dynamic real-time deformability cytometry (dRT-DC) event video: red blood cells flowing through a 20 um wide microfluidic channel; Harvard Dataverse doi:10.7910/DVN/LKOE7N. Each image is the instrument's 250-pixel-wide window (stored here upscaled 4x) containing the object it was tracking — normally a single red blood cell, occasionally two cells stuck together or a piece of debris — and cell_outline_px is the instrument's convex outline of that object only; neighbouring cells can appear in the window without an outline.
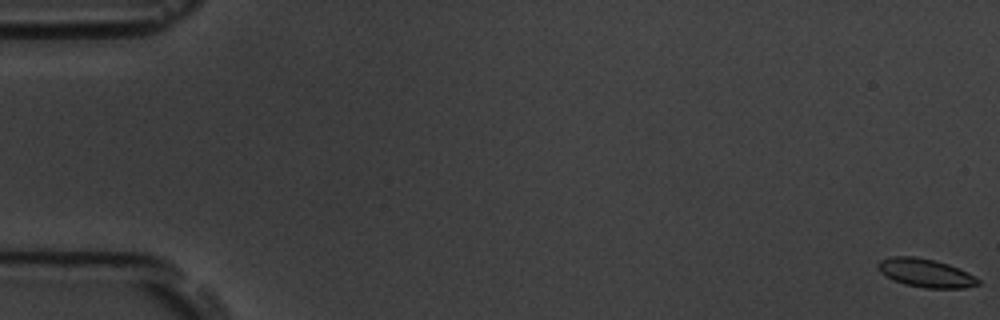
{"species": "common noctule bat (a hibernating species)", "species_latin": "Nyctalus noctula", "temperature_condition": "room temperature", "stored_images_in_passage": 6, "camera_frame_rate_fps": 3000, "um_per_image_px": 0.085, "animal": {"sex": "male", "body_mass_g": 19.5, "forearm_length_mm": 54.6}, "frame": {"image": 1, "passage_image": 1, "time_ms": 0.0, "image_size_px": [1000, 320], "cell_outline_px": [[980, 284], [964, 288], [924, 288], [904, 284], [880, 272], [876, 264], [880, 260], [892, 256], [916, 256], [936, 260], [960, 268], [980, 280]], "centroid_in_image_um": [78.69, 23.19], "position_along_channel_um": 6.3, "area_um2": 16.59}}
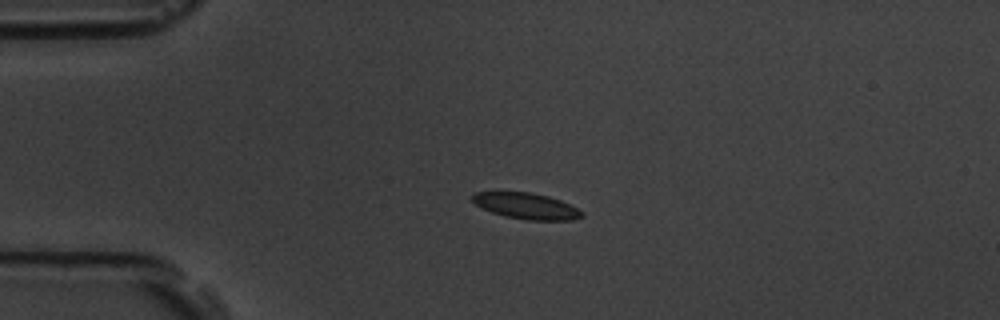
{"frame": {"image": 2, "passage_image": 5, "time_ms": 4.667, "image_size_px": [1000, 320], "cell_outline_px": [[584, 216], [572, 220], [528, 220], [504, 216], [492, 212], [476, 204], [472, 200], [472, 196], [476, 192], [532, 192], [548, 196], [560, 200], [584, 212]], "centroid_in_image_um": [44.77, 17.51], "position_along_channel_um": 40.2, "area_um2": 16.47}}